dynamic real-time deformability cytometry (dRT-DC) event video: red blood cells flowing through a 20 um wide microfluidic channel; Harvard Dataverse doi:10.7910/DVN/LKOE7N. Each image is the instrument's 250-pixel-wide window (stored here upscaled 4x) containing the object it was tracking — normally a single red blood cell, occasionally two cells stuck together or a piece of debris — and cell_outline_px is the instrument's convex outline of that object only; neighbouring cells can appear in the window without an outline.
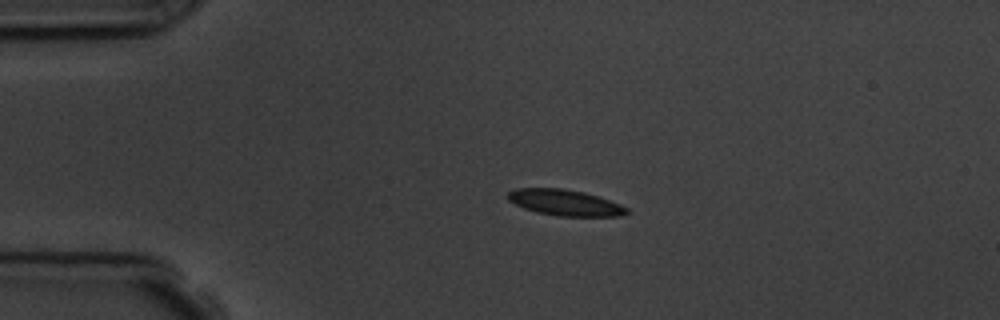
{"species": "common noctule bat (a hibernating species)", "species_latin": "Nyctalus noctula", "temperature_condition": "room temperature", "stored_images_in_passage": 5, "camera_frame_rate_fps": 3000, "um_per_image_px": 0.085, "animal": {"sex": "male", "body_mass_g": 19.5, "forearm_length_mm": 54.6}, "frame": {"image": 1, "passage_image": 3, "time_ms": 2.333, "image_size_px": [1000, 320], "cell_outline_px": [[632, 212], [624, 216], [556, 216], [536, 212], [524, 208], [508, 200], [508, 192], [516, 188], [560, 188], [584, 192], [620, 204], [628, 208]], "centroid_in_image_um": [48.05, 17.23], "position_along_channel_um": 36.9, "area_um2": 18.03}}
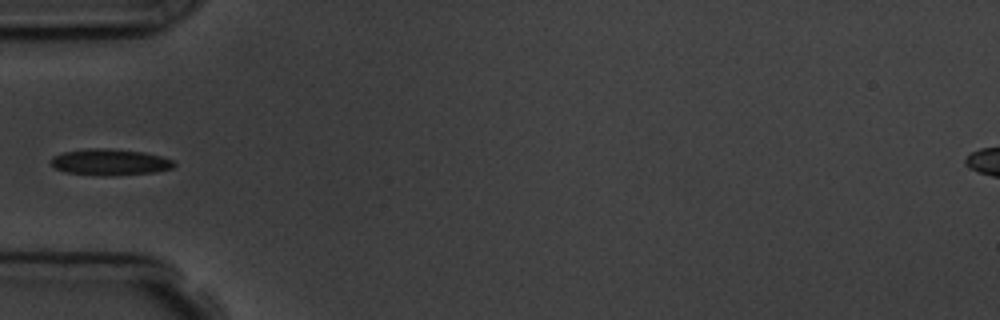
{"frame": {"image": 2, "passage_image": 5, "time_ms": 4.333, "image_size_px": [1000, 320], "cell_outline_px": [[176, 164], [172, 168], [156, 172], [112, 176], [104, 176], [64, 172], [56, 168], [52, 164], [52, 156], [64, 152], [92, 148], [108, 148], [144, 152], [160, 156], [172, 160]], "centroid_in_image_um": [9.36, 13.79], "position_along_channel_um": 75.6, "area_um2": 18.84}}